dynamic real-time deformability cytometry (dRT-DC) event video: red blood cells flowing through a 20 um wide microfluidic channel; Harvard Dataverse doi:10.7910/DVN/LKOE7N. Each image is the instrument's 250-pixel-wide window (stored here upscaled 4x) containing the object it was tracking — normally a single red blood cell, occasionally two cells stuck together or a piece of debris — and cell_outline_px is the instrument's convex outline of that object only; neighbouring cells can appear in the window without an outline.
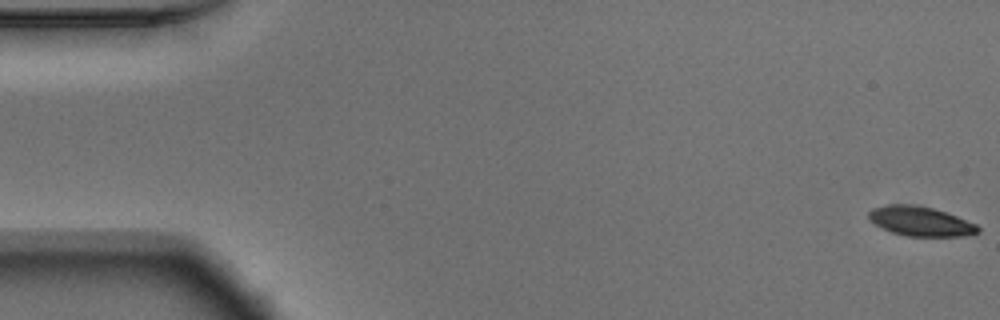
{"species": "Egyptian fruit bat (a non-hibernating species)", "species_latin": "Rousettus aegyptiacus", "temperature_condition": "warm", "stored_images_in_passage": 54, "camera_frame_rate_fps": 3000, "um_per_image_px": 0.085, "animal": {"sex": "male"}, "frame": {"image": 1, "passage_image": 1, "time_ms": 0.0, "image_size_px": [1000, 320], "cell_outline_px": [[980, 232], [964, 236], [908, 236], [892, 232], [876, 224], [868, 216], [868, 212], [872, 208], [888, 204], [912, 204], [932, 208], [956, 216], [976, 224], [980, 228]], "centroid_in_image_um": [78.25, 18.8], "position_along_channel_um": 6.7, "area_um2": 18.55}}
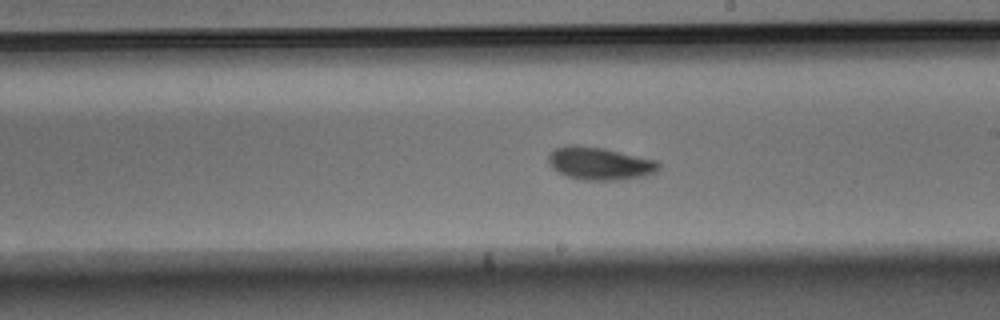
{"frame": {"image": 2, "passage_image": 31, "time_ms": 10.0, "image_size_px": [1000, 320], "cell_outline_px": [[660, 168], [656, 172], [644, 176], [616, 180], [584, 180], [568, 176], [552, 168], [548, 164], [548, 156], [556, 148], [568, 144], [576, 144], [604, 148], [656, 160], [660, 164]], "centroid_in_image_um": [50.97, 13.88], "position_along_channel_um": 238.0, "area_um2": 21.04}}
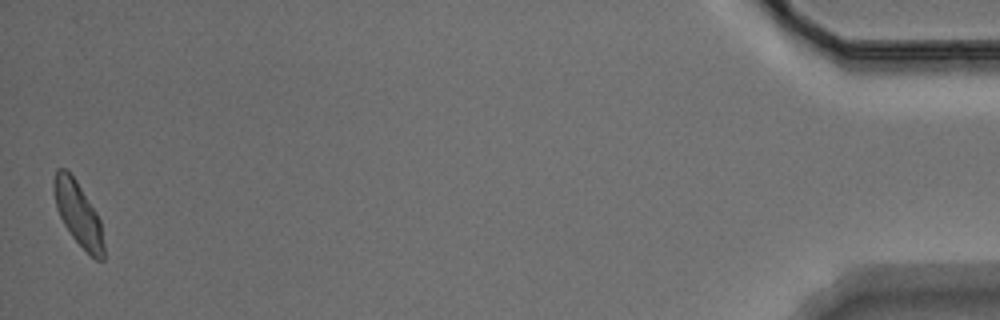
{"frame": {"image": 3, "passage_image": 54, "time_ms": 17.667, "image_size_px": [1000, 320], "cell_outline_px": [[104, 260], [96, 260], [72, 236], [64, 224], [56, 208], [52, 192], [52, 180], [56, 168], [68, 168], [76, 180], [96, 212], [100, 220], [104, 244]], "centroid_in_image_um": [6.61, 18.1], "position_along_channel_um": 428.6, "area_um2": 18.67}, "authors_computed_cell_mechanics": {"area_um2": 19.7676, "velocity_mm_per_s": 3.7244, "shape_relaxation_time_tau1_ms": 4.1894, "shape_relaxation_time_tau2_ms": 3.3146, "deformation_change_tau1": 0.1579, "deformation_change_tau2": 0.0877}}